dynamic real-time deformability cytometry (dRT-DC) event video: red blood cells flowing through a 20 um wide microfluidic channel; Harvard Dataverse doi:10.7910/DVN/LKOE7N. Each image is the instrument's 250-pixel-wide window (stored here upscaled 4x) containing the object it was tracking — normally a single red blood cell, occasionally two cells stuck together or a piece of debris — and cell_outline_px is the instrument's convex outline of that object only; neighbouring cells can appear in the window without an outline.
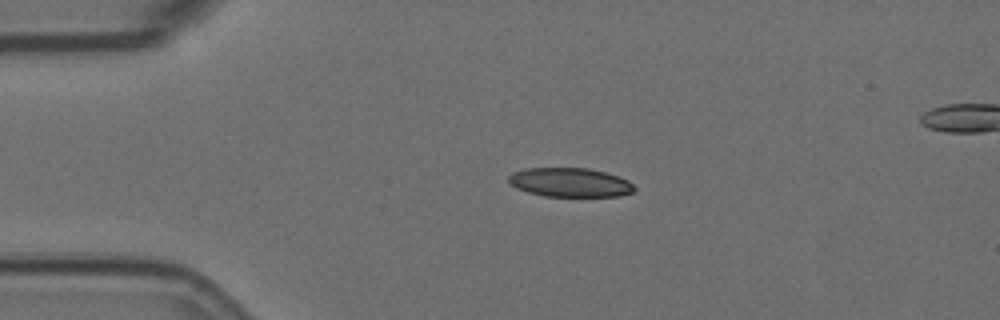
{"species": "Egyptian fruit bat (a non-hibernating species)", "species_latin": "Rousettus aegyptiacus", "temperature_condition": "room temperature", "stored_images_in_passage": 5, "camera_frame_rate_fps": 3000, "um_per_image_px": 0.085, "animal": {"sex": "female"}, "frame": {"image": 1, "passage_image": 3, "time_ms": 0.667, "image_size_px": [1000, 320], "cell_outline_px": [[636, 188], [632, 192], [620, 196], [544, 196], [528, 192], [516, 188], [508, 180], [508, 176], [512, 172], [528, 168], [588, 168], [620, 176], [628, 180]], "centroid_in_image_um": [48.46, 15.5], "position_along_channel_um": 36.5, "area_um2": 21.27}}